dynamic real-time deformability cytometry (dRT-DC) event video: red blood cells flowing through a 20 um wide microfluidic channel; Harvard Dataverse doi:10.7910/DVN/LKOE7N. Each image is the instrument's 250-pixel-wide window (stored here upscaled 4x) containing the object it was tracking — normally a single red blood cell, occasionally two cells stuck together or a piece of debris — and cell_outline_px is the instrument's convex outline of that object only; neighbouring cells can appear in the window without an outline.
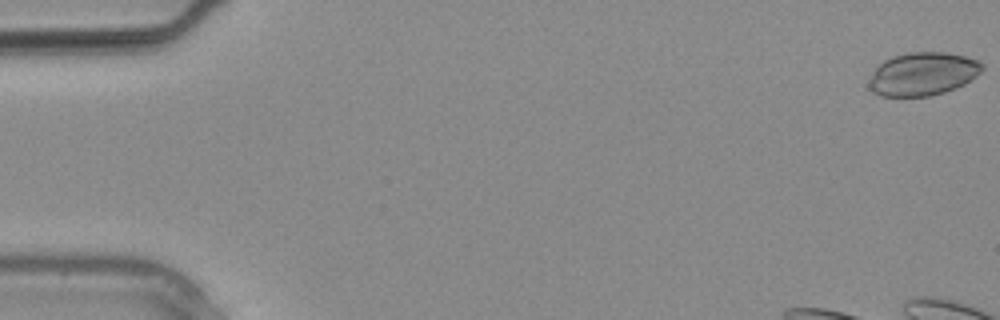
{"species": "common noctule bat (a hibernating species)", "species_latin": "Nyctalus noctula", "temperature_condition": "warm", "stored_images_in_passage": 5, "camera_frame_rate_fps": 3000, "um_per_image_px": 0.085, "animal": {"sex": "male", "body_mass_g": 20.4}, "frame": {"image": 1, "passage_image": 1, "time_ms": 0.0, "image_size_px": [1000, 320], "cell_outline_px": [[984, 68], [976, 76], [964, 84], [956, 88], [944, 92], [928, 96], [880, 96], [872, 92], [868, 88], [868, 84], [872, 72], [884, 60], [892, 56], [908, 52], [944, 52], [964, 56], [980, 60], [984, 64]], "centroid_in_image_um": [78.43, 6.28], "position_along_channel_um": 6.6, "area_um2": 28.67}}